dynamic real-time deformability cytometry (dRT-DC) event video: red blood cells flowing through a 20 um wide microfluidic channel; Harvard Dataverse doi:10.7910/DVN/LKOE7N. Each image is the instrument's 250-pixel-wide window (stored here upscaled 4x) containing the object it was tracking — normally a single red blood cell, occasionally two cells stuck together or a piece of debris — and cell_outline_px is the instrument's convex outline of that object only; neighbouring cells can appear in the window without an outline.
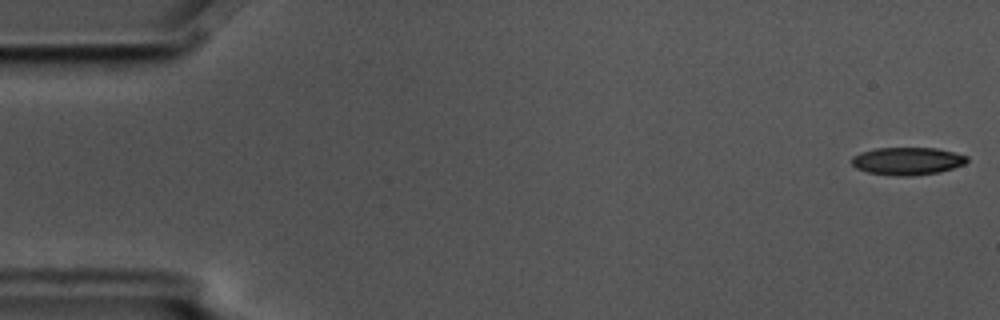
{"species": "common noctule bat (a hibernating species)", "species_latin": "Nyctalus noctula", "temperature_condition": "cold", "stored_images_in_passage": 15, "camera_frame_rate_fps": 3000, "um_per_image_px": 0.085, "animal": {"sex": "male", "body_mass_g": 17.5, "forearm_length_mm": 52.3}, "frame": {"image": 1, "passage_image": 1, "time_ms": 0.0, "image_size_px": [1000, 320], "cell_outline_px": [[968, 160], [964, 164], [940, 172], [912, 176], [896, 176], [868, 172], [856, 168], [852, 164], [852, 156], [860, 152], [876, 148], [936, 148], [968, 156]], "centroid_in_image_um": [77.11, 13.69], "position_along_channel_um": 7.9, "area_um2": 18.55}}
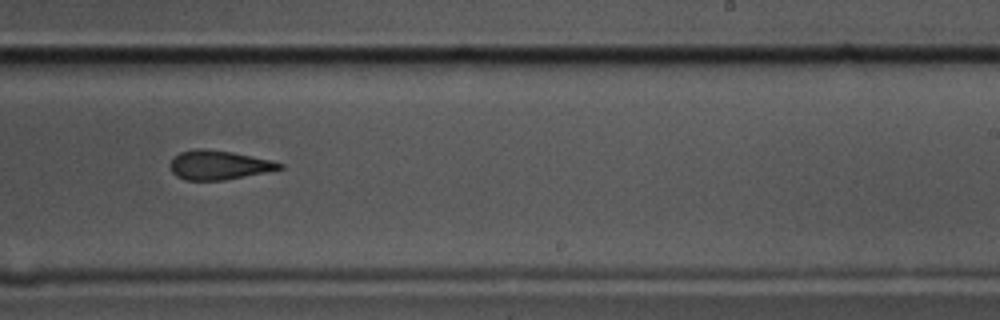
{"frame": {"image": 2, "passage_image": 10, "time_ms": 3.0, "image_size_px": [1000, 320], "cell_outline_px": [[284, 168], [224, 180], [184, 180], [176, 176], [172, 172], [168, 164], [180, 152], [196, 148], [204, 148], [232, 152], [272, 160], [284, 164]], "centroid_in_image_um": [18.57, 14.02], "position_along_channel_um": 270.4, "area_um2": 18.55}}
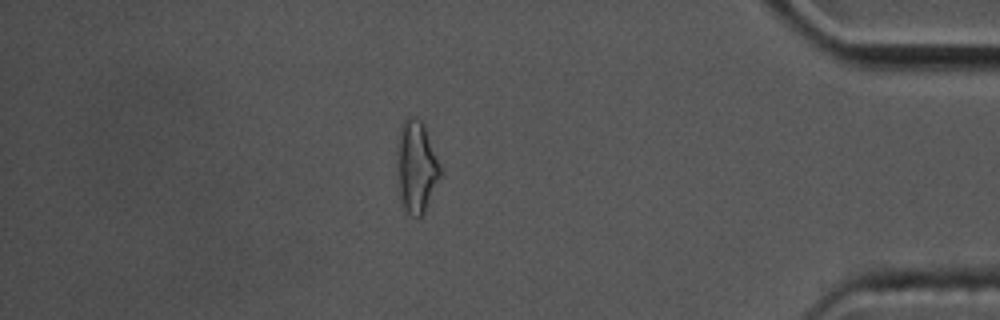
{"frame": {"image": 3, "passage_image": 14, "time_ms": 4.333, "image_size_px": [1000, 320], "cell_outline_px": [[440, 176], [424, 212], [420, 216], [412, 216], [404, 208], [400, 196], [396, 164], [396, 144], [400, 128], [404, 116], [416, 116], [424, 124], [440, 168]], "centroid_in_image_um": [35.34, 14.1], "position_along_channel_um": 399.9, "area_um2": 23.06}}